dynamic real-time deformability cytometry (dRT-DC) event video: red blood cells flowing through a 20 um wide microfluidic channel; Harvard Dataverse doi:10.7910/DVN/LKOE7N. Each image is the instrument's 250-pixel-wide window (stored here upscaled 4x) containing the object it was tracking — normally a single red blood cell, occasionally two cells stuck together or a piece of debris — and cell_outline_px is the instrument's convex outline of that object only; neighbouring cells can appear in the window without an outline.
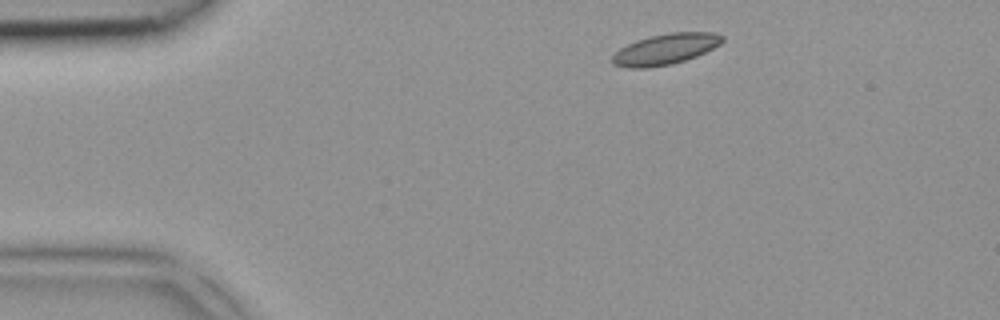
{"species": "common noctule bat (a hibernating species)", "species_latin": "Nyctalus noctula", "temperature_condition": "room temperature", "stored_images_in_passage": 2, "camera_frame_rate_fps": 3000, "um_per_image_px": 0.085, "animal": {"sex": "female", "body_mass_g": 18.4}, "frame": {"image": 1, "passage_image": 1, "time_ms": 0.0, "image_size_px": [1000, 320], "cell_outline_px": [[724, 40], [720, 44], [696, 56], [672, 64], [648, 68], [628, 68], [612, 64], [612, 56], [620, 48], [636, 40], [648, 36], [668, 32], [712, 32], [724, 36]], "centroid_in_image_um": [56.54, 4.17], "position_along_channel_um": 28.5, "area_um2": 19.77}}